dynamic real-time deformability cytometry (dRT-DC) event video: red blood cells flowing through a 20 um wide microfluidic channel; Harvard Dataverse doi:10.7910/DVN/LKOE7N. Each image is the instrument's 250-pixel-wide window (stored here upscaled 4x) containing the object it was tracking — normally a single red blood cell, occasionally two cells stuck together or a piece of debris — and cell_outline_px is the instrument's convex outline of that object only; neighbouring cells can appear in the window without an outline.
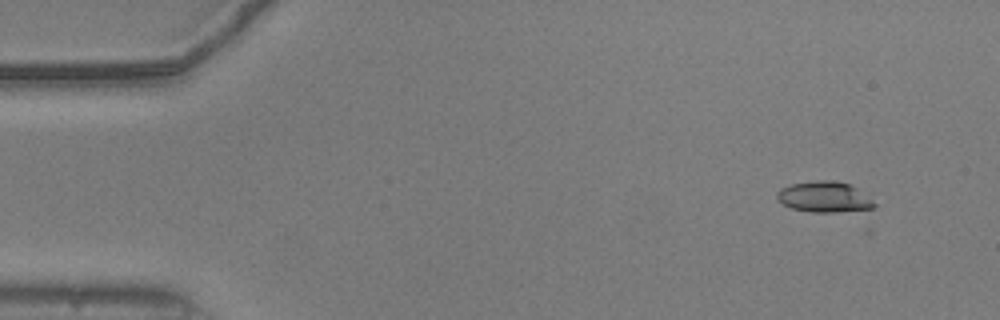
{"species": "common noctule bat (a hibernating species)", "species_latin": "Nyctalus noctula", "temperature_condition": "warm", "stored_images_in_passage": 4, "camera_frame_rate_fps": 3000, "um_per_image_px": 0.085, "animal": {"sex": "male", "body_mass_g": 20.5, "forearm_length_mm": 52.5}, "frame": {"image": 1, "passage_image": 1, "time_ms": 0.0, "image_size_px": [1000, 320], "cell_outline_px": [[876, 204], [872, 208], [864, 212], [812, 212], [792, 208], [784, 204], [776, 196], [776, 192], [780, 188], [792, 184], [816, 180], [832, 180], [852, 184], [872, 200]], "centroid_in_image_um": [70.12, 16.75], "position_along_channel_um": 14.9, "area_um2": 17.69}}